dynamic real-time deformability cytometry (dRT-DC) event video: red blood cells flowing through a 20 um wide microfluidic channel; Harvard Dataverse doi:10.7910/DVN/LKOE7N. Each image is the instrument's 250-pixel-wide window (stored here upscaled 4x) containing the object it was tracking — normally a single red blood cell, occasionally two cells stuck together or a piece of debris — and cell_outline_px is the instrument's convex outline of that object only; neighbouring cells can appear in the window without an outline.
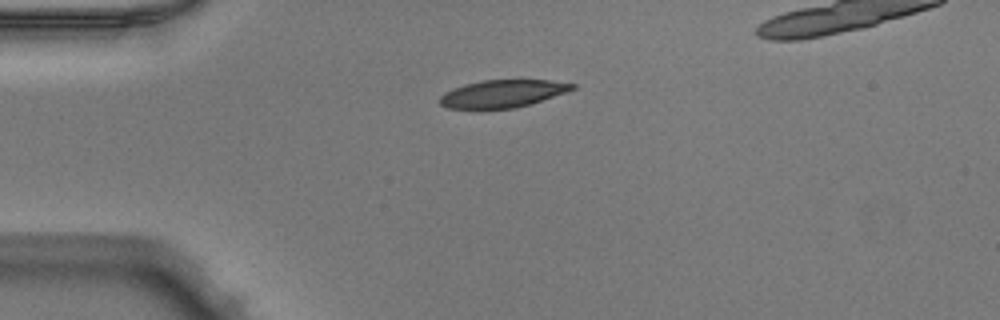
{"species": "Egyptian fruit bat (a non-hibernating species)", "species_latin": "Rousettus aegyptiacus", "temperature_condition": "warm", "stored_images_in_passage": 34, "camera_frame_rate_fps": 3000, "um_per_image_px": 0.085, "animal": {"sex": "male"}, "frame": {"image": 1, "passage_image": 1, "time_ms": 0.0, "image_size_px": [1000, 320], "cell_outline_px": [[576, 88], [516, 108], [448, 108], [440, 104], [440, 96], [444, 92], [452, 88], [464, 84], [484, 80], [548, 80], [576, 84]], "centroid_in_image_um": [42.67, 7.95], "position_along_channel_um": 42.3, "area_um2": 20.87}}
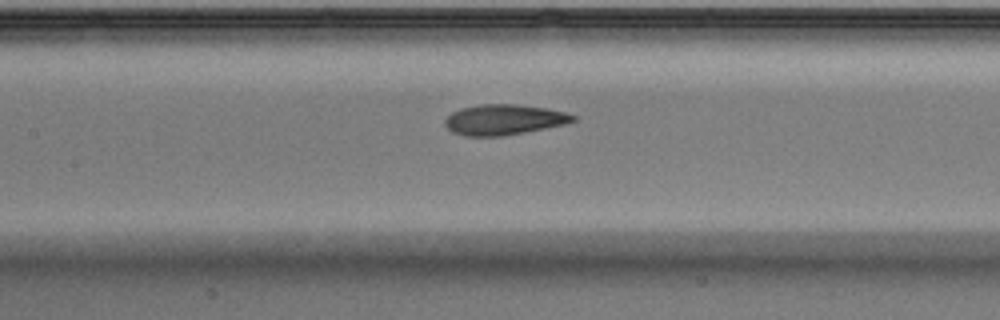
{"frame": {"image": 2, "passage_image": 12, "time_ms": 3.667, "image_size_px": [1000, 320], "cell_outline_px": [[576, 120], [564, 124], [524, 132], [500, 136], [464, 136], [452, 132], [444, 124], [444, 120], [452, 112], [460, 108], [480, 104], [516, 104], [548, 108], [564, 112], [576, 116]], "centroid_in_image_um": [42.8, 10.16], "position_along_channel_um": 164.6, "area_um2": 22.66}}
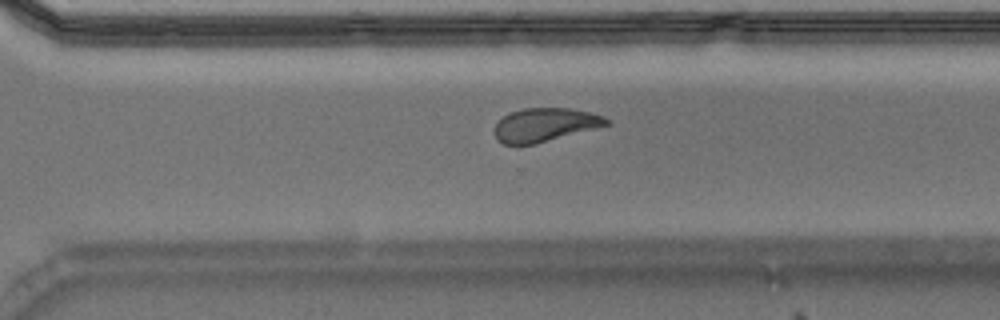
{"frame": {"image": 3, "passage_image": 24, "time_ms": 7.667, "image_size_px": [1000, 320], "cell_outline_px": [[608, 124], [536, 144], [504, 144], [496, 140], [492, 132], [492, 128], [504, 116], [512, 112], [524, 108], [572, 108], [604, 116], [608, 120]], "centroid_in_image_um": [46.24, 10.61], "position_along_channel_um": 324.4, "area_um2": 21.68}, "authors_computed_cell_mechanics": {"area_um2": 23.0622, "velocity_mm_per_s": 4.0008, "shape_relaxation_time_tau1_ms": 4.0346, "shape_relaxation_time_tau2_ms": 1.9524, "deformation_change_tau1": 0.1501, "deformation_change_tau2": 0.0753}}